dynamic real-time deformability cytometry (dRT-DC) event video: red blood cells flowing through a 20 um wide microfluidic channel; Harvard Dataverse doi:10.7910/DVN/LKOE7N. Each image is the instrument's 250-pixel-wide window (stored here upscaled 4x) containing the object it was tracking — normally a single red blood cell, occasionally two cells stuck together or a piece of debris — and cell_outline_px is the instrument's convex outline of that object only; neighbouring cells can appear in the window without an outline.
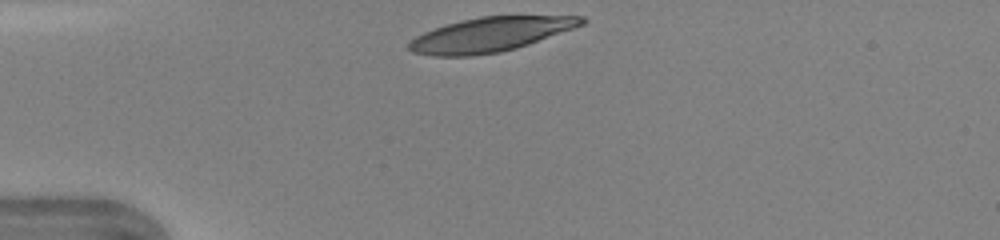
{"species": "human", "species_latin": "Homo sapiens", "temperature_condition": "warm", "stored_images_in_passage": 29, "camera_frame_rate_fps": 3000, "um_per_image_px": 0.085, "donor": {"sex": "female"}, "frame": {"image": 1, "passage_image": 1, "time_ms": 0.0, "image_size_px": [1000, 240], "cell_outline_px": [[588, 20], [584, 24], [528, 44], [516, 48], [500, 52], [472, 56], [432, 56], [412, 52], [408, 48], [408, 44], [416, 36], [424, 32], [460, 20], [480, 16], [584, 16]], "centroid_in_image_um": [41.67, 2.93], "position_along_channel_um": 43.3, "area_um2": 34.33}}
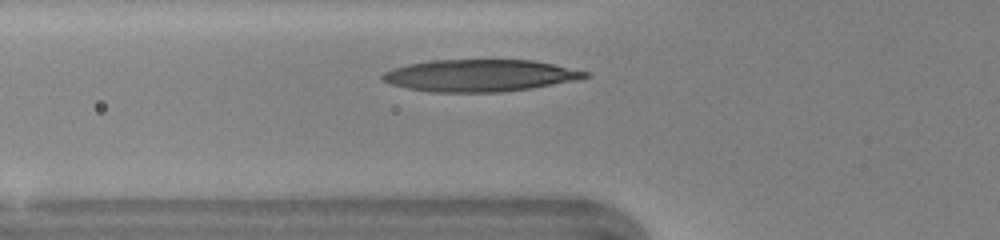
{"frame": {"image": 2, "passage_image": 6, "time_ms": 1.667, "image_size_px": [1000, 240], "cell_outline_px": [[588, 76], [576, 80], [532, 88], [500, 92], [428, 92], [408, 88], [392, 84], [380, 80], [380, 76], [384, 72], [408, 64], [428, 60], [532, 60], [552, 64], [588, 72]], "centroid_in_image_um": [40.74, 6.42], "position_along_channel_um": 85.1, "area_um2": 37.57}}
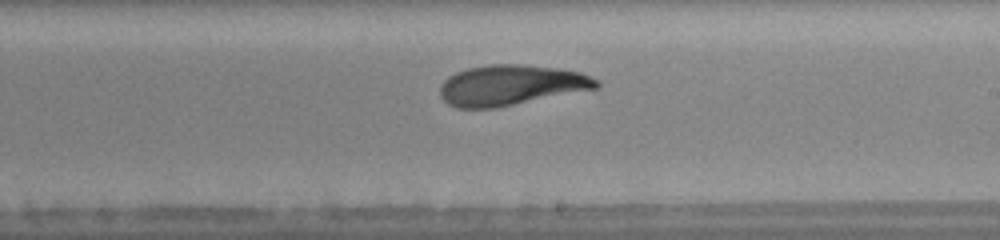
{"frame": {"image": 3, "passage_image": 17, "time_ms": 5.333, "image_size_px": [1000, 240], "cell_outline_px": [[600, 88], [496, 108], [456, 108], [448, 104], [440, 96], [440, 84], [448, 76], [456, 72], [468, 68], [488, 64], [524, 64], [560, 68], [580, 72], [600, 80]], "centroid_in_image_um": [43.46, 7.24], "position_along_channel_um": 245.5, "area_um2": 37.34}, "authors_computed_cell_mechanics": {"area_um2": 36.6452, "velocity_mm_per_s": 4.3696, "shape_relaxation_time_tau1_ms": 4.6237, "shape_relaxation_time_tau2_ms": 1.516, "deformation_change_tau1": 0.1991, "deformation_change_tau2": 0.0841}}